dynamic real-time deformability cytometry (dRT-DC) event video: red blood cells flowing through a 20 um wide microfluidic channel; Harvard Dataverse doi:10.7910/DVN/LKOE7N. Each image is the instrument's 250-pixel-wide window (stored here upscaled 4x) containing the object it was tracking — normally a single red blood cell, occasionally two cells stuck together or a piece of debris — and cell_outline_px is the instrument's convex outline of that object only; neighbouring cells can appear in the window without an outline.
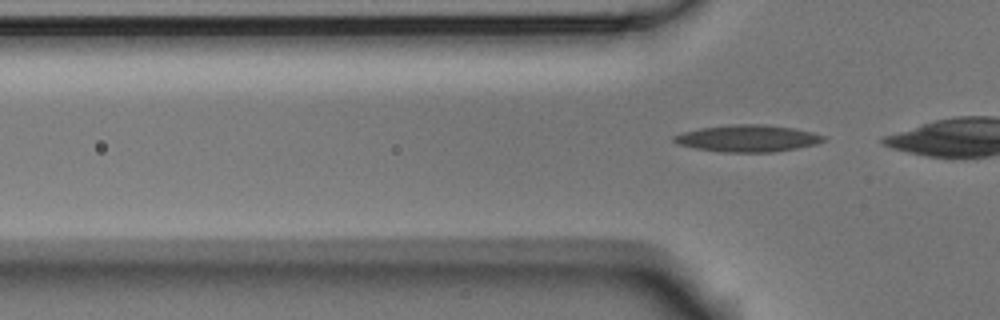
{"species": "Egyptian fruit bat (a non-hibernating species)", "species_latin": "Rousettus aegyptiacus", "temperature_condition": "room temperature", "stored_images_in_passage": 7, "camera_frame_rate_fps": 3000, "um_per_image_px": 0.085, "animal": {"sex": "male"}, "frame": {"image": 1, "passage_image": 7, "time_ms": 2.0, "image_size_px": [1000, 320], "cell_outline_px": [[828, 140], [816, 144], [796, 148], [772, 152], [724, 152], [696, 148], [676, 144], [672, 140], [672, 136], [684, 132], [700, 128], [732, 124], [764, 124], [796, 128], [828, 136]], "centroid_in_image_um": [63.59, 11.75], "position_along_channel_um": 62.2, "area_um2": 23.58}}